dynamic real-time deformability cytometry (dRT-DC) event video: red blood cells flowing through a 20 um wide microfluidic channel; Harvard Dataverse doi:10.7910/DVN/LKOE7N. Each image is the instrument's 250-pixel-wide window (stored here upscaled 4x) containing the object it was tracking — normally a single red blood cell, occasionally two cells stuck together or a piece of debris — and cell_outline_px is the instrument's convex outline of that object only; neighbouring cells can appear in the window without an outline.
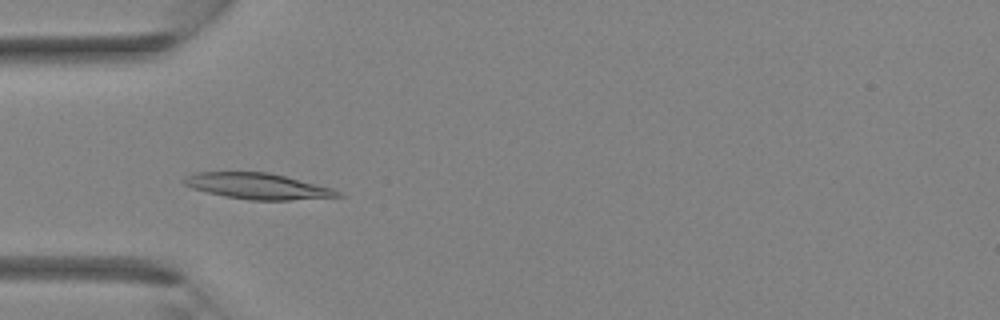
{"species": "Egyptian fruit bat (a non-hibernating species)", "species_latin": "Rousettus aegyptiacus", "temperature_condition": "room temperature", "stored_images_in_passage": 36, "camera_frame_rate_fps": 3000, "um_per_image_px": 0.085, "animal": {"sex": "female"}, "frame": {"image": 1, "passage_image": 11, "time_ms": 3.333, "image_size_px": [1000, 320], "cell_outline_px": [[344, 196], [288, 200], [248, 200], [224, 196], [192, 188], [184, 184], [180, 180], [184, 176], [192, 172], [268, 172], [332, 188], [340, 192]], "centroid_in_image_um": [21.83, 15.82], "position_along_channel_um": 63.2, "area_um2": 23.18}}
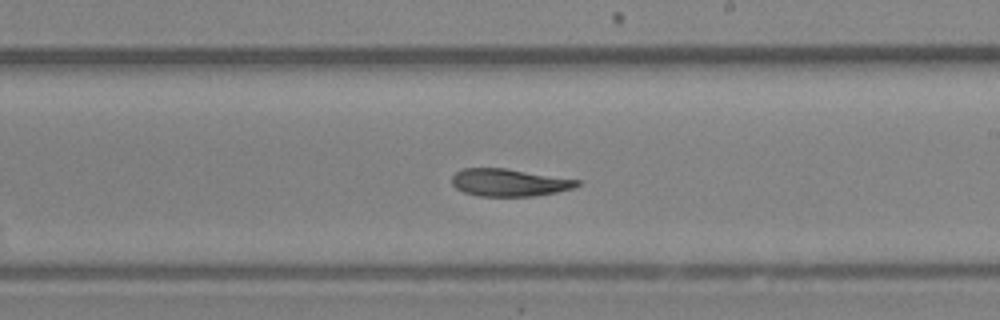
{"frame": {"image": 2, "passage_image": 21, "time_ms": 6.667, "image_size_px": [1000, 320], "cell_outline_px": [[580, 184], [572, 188], [556, 192], [536, 196], [476, 196], [464, 192], [456, 188], [452, 184], [452, 176], [460, 168], [504, 168], [580, 180]], "centroid_in_image_um": [43.24, 15.52], "position_along_channel_um": 245.8, "area_um2": 20.0}}
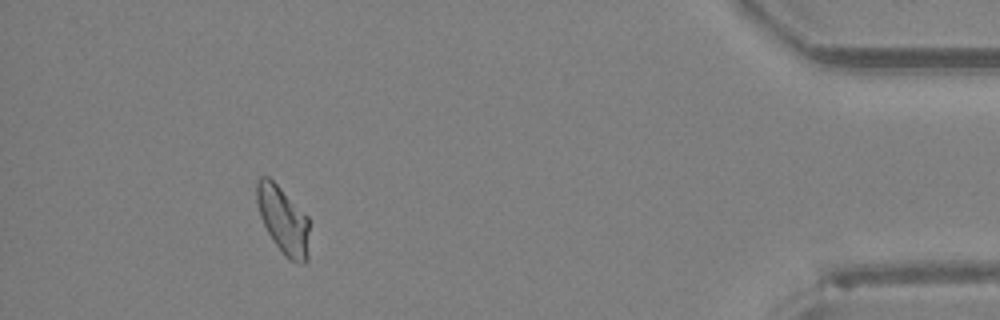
{"frame": {"image": 3, "passage_image": 33, "time_ms": 10.667, "image_size_px": [1000, 320], "cell_outline_px": [[308, 260], [304, 264], [300, 264], [284, 256], [268, 232], [260, 216], [256, 200], [256, 180], [260, 176], [268, 176], [308, 216]], "centroid_in_image_um": [24.06, 18.71], "position_along_channel_um": 411.1, "area_um2": 20.46}}